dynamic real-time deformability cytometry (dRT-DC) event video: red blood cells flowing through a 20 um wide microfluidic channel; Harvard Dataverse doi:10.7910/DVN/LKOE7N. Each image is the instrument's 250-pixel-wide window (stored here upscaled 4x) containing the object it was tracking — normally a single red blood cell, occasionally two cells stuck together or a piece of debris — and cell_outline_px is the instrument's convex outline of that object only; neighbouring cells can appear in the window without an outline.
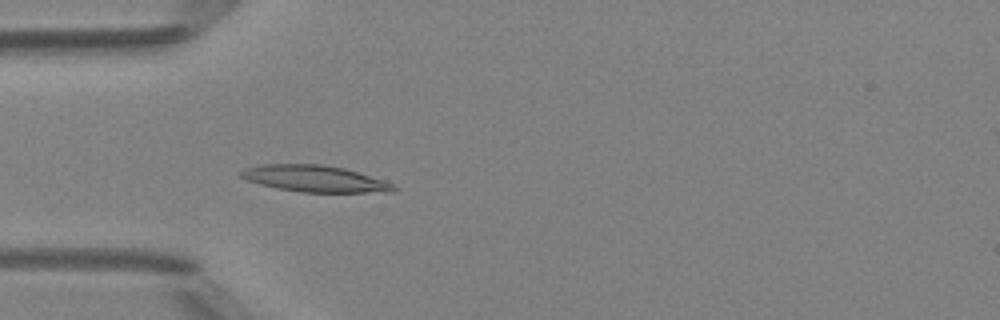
{"species": "Egyptian fruit bat (a non-hibernating species)", "species_latin": "Rousettus aegyptiacus", "temperature_condition": "room temperature", "stored_images_in_passage": 49, "camera_frame_rate_fps": 3000, "um_per_image_px": 0.085, "animal": {"sex": "female"}, "frame": {"image": 1, "passage_image": 15, "time_ms": 4.667, "image_size_px": [1000, 320], "cell_outline_px": [[400, 188], [396, 192], [300, 192], [276, 188], [260, 184], [236, 176], [244, 168], [260, 164], [320, 164], [344, 168], [384, 180]], "centroid_in_image_um": [26.74, 15.19], "position_along_channel_um": 58.3, "area_um2": 23.76}}
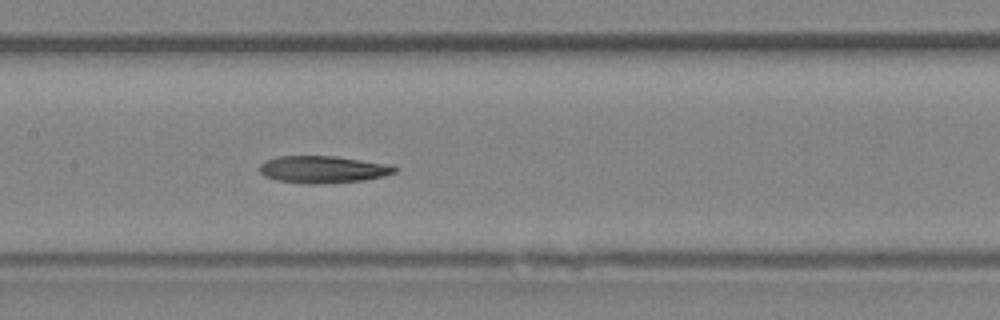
{"frame": {"image": 2, "passage_image": 24, "time_ms": 7.667, "image_size_px": [1000, 320], "cell_outline_px": [[396, 172], [384, 176], [364, 180], [316, 184], [304, 184], [276, 180], [264, 176], [260, 172], [260, 164], [264, 160], [276, 156], [336, 156], [392, 164], [396, 168]], "centroid_in_image_um": [27.44, 14.39], "position_along_channel_um": 180.0, "area_um2": 21.62}}
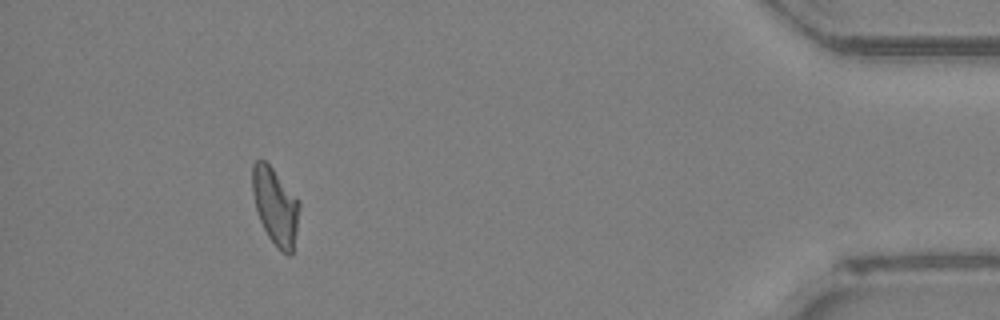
{"frame": {"image": 3, "passage_image": 45, "time_ms": 14.667, "image_size_px": [1000, 320], "cell_outline_px": [[300, 208], [292, 256], [288, 256], [276, 248], [268, 236], [260, 220], [256, 208], [252, 192], [252, 164], [260, 156], [272, 168], [300, 200]], "centroid_in_image_um": [23.41, 17.53], "position_along_channel_um": 411.8, "area_um2": 21.27}, "authors_computed_cell_mechanics": {"area_um2": 21.5594, "velocity_mm_per_s": 4.2067, "shape_relaxation_time_tau1_ms": null, "shape_relaxation_time_tau2_ms": 6.6283, "deformation_change_tau1": null, "deformation_change_tau2": 0.1845}}